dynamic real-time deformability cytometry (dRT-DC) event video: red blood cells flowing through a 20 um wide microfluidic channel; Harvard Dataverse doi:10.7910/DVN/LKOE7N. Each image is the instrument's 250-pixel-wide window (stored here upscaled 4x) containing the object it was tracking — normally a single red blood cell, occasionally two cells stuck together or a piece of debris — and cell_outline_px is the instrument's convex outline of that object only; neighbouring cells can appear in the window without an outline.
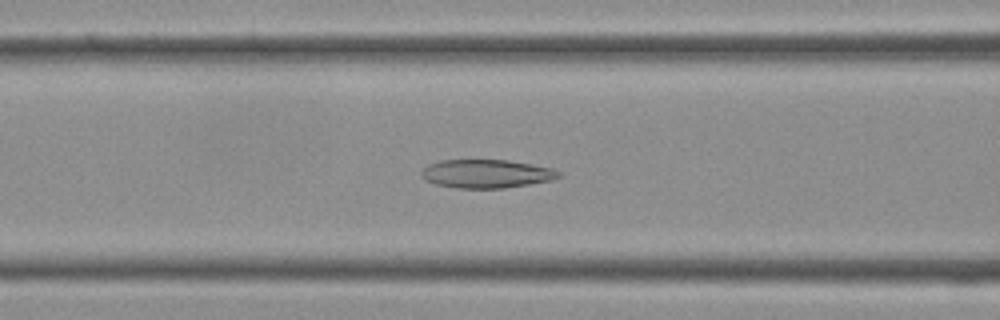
{"species": "Egyptian fruit bat (a non-hibernating species)", "species_latin": "Rousettus aegyptiacus", "temperature_condition": "cold", "stored_images_in_passage": 38, "camera_frame_rate_fps": 3000, "um_per_image_px": 0.085, "frame": {"image": 1, "passage_image": 14, "time_ms": 4.333, "image_size_px": [1000, 320], "cell_outline_px": [[560, 176], [552, 180], [504, 188], [456, 188], [436, 184], [428, 180], [420, 172], [428, 164], [440, 160], [508, 160], [552, 168], [560, 172]], "centroid_in_image_um": [41.35, 14.76], "position_along_channel_um": 125.3, "area_um2": 22.54}}
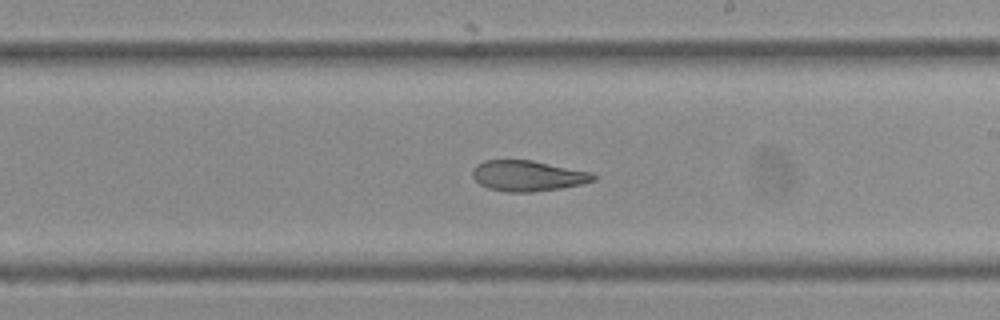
{"frame": {"image": 2, "passage_image": 21, "time_ms": 6.667, "image_size_px": [1000, 320], "cell_outline_px": [[596, 180], [584, 184], [560, 188], [532, 192], [508, 192], [488, 188], [480, 184], [472, 176], [472, 168], [476, 164], [484, 160], [532, 160], [592, 172], [596, 176]], "centroid_in_image_um": [44.87, 14.94], "position_along_channel_um": 244.1, "area_um2": 21.73}}
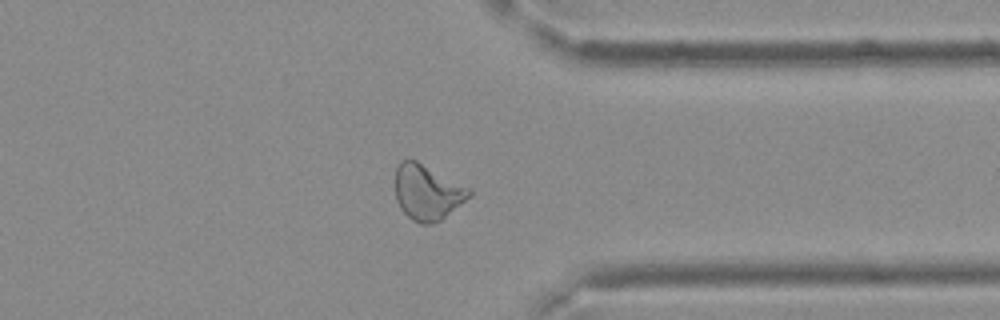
{"frame": {"image": 3, "passage_image": 29, "time_ms": 9.333, "image_size_px": [1000, 320], "cell_outline_px": [[472, 196], [440, 220], [432, 224], [420, 224], [412, 220], [400, 208], [396, 200], [396, 168], [400, 160], [416, 160], [472, 188]], "centroid_in_image_um": [36.35, 16.34], "position_along_channel_um": 375.1, "area_um2": 23.99}}